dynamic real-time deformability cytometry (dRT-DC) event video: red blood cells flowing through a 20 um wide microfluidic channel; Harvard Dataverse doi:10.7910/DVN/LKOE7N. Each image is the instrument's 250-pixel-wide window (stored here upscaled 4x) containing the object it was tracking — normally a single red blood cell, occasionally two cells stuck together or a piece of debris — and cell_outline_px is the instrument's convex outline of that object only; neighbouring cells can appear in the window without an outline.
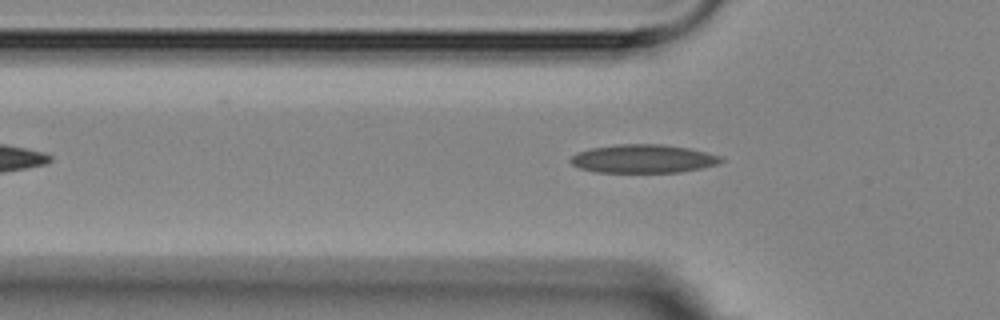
{"species": "Egyptian fruit bat (a non-hibernating species)", "species_latin": "Rousettus aegyptiacus", "temperature_condition": "room temperature", "stored_images_in_passage": 8, "segment_of_instrument_passage": [2, 2], "camera_frame_rate_fps": 3000, "um_per_image_px": 0.085, "animal": {"sex": "female"}, "frame": {"image": 1, "passage_image": 8, "time_ms": 8.0, "image_size_px": [1000, 320], "cell_outline_px": [[724, 160], [716, 164], [700, 168], [680, 172], [596, 172], [580, 168], [572, 164], [568, 160], [572, 156], [580, 152], [592, 148], [620, 144], [660, 144], [688, 148], [720, 156]], "centroid_in_image_um": [54.65, 13.5], "position_along_channel_um": 71.1, "area_um2": 24.57}}